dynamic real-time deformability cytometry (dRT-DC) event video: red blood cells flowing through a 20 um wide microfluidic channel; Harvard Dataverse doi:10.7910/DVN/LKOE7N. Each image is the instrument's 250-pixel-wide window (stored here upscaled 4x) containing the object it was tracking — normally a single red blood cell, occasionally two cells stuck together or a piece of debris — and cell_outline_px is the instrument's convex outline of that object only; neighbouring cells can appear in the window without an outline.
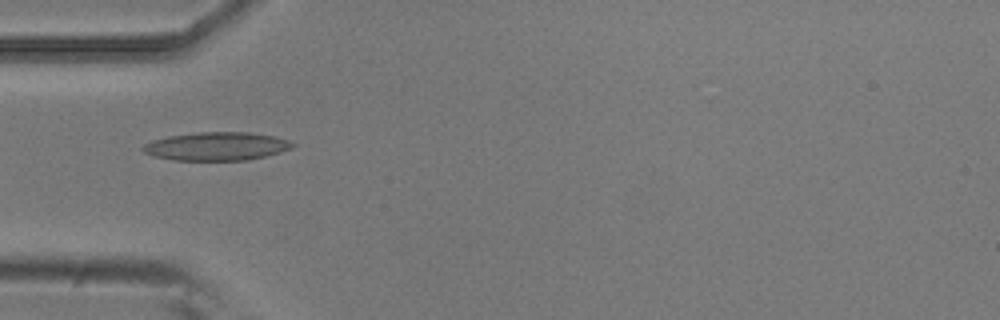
{"species": "common noctule bat (a hibernating species)", "species_latin": "Nyctalus noctula", "temperature_condition": "room temperature", "stored_images_in_passage": 5, "camera_frame_rate_fps": 3000, "um_per_image_px": 0.085, "animal": {"sex": "male", "body_mass_g": 20.5, "forearm_length_mm": 52.5}, "frame": {"image": 1, "passage_image": 5, "time_ms": 1.333, "image_size_px": [1000, 320], "cell_outline_px": [[296, 144], [292, 148], [280, 152], [264, 156], [244, 160], [172, 160], [156, 156], [144, 152], [140, 148], [144, 144], [152, 140], [168, 136], [200, 132], [248, 132], [276, 136], [288, 140]], "centroid_in_image_um": [18.41, 12.43], "position_along_channel_um": 66.6, "area_um2": 24.62}}